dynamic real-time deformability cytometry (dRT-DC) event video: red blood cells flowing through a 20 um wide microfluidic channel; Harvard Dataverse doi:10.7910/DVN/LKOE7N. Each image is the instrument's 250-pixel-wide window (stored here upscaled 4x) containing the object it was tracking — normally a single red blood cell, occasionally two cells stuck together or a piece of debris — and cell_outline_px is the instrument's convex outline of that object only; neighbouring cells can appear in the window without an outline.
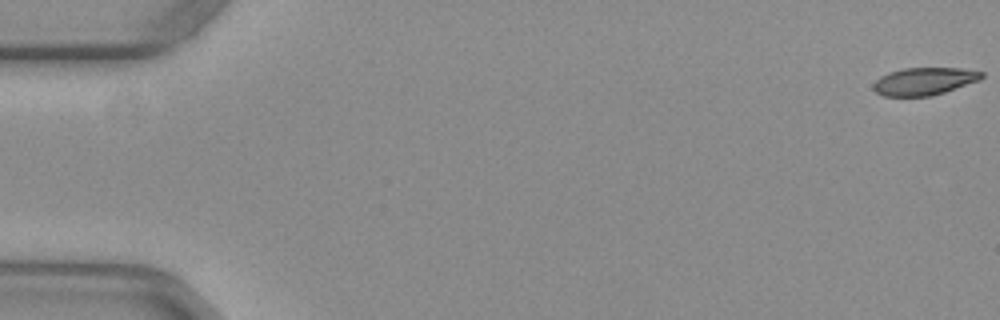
{"species": "common noctule bat (a hibernating species)", "species_latin": "Nyctalus noctula", "temperature_condition": "warm", "stored_images_in_passage": 53, "camera_frame_rate_fps": 3000, "um_per_image_px": 0.085, "animal": {"sex": "female", "body_mass_g": 29.2, "forearm_length_mm": 56.3}, "frame": {"image": 1, "passage_image": 1, "time_ms": 0.0, "image_size_px": [1000, 320], "cell_outline_px": [[984, 76], [980, 80], [932, 96], [884, 96], [876, 92], [872, 88], [872, 84], [880, 76], [888, 72], [904, 68], [960, 68], [984, 72]], "centroid_in_image_um": [78.54, 6.9], "position_along_channel_um": 6.5, "area_um2": 17.46}}
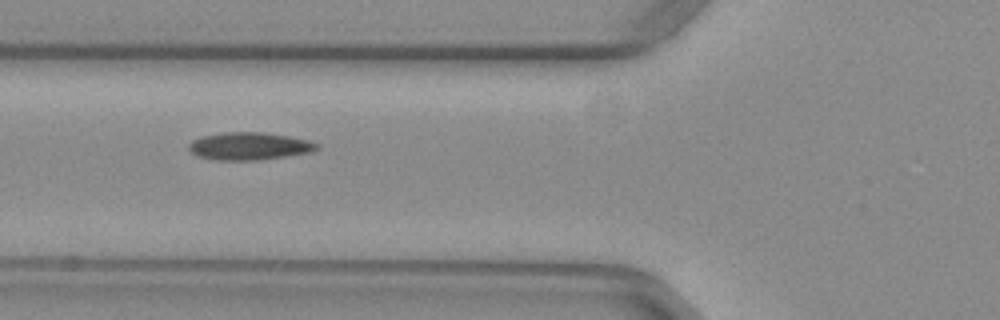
{"frame": {"image": 2, "passage_image": 21, "time_ms": 6.667, "image_size_px": [1000, 320], "cell_outline_px": [[320, 148], [312, 152], [288, 156], [260, 160], [216, 160], [196, 156], [188, 148], [188, 144], [192, 140], [200, 136], [224, 132], [264, 132], [288, 136], [308, 140], [320, 144]], "centroid_in_image_um": [21.19, 12.42], "position_along_channel_um": 104.6, "area_um2": 20.87}}
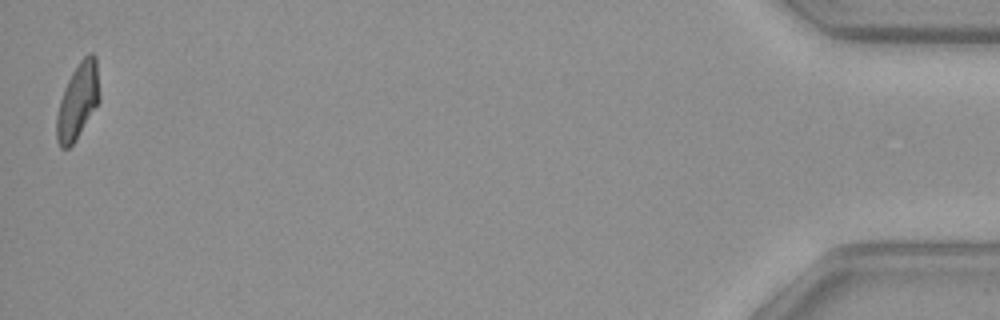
{"frame": {"image": 3, "passage_image": 53, "time_ms": 17.333, "image_size_px": [1000, 320], "cell_outline_px": [[100, 100], [76, 140], [68, 148], [60, 148], [56, 140], [56, 116], [60, 100], [64, 88], [72, 72], [80, 60], [88, 52], [92, 52], [96, 56], [100, 96]], "centroid_in_image_um": [6.61, 8.58], "position_along_channel_um": 428.6, "area_um2": 19.07}, "authors_computed_cell_mechanics": {"area_um2": 19.5942, "velocity_mm_per_s": 3.9561, "shape_relaxation_time_tau1_ms": 9.6103, "shape_relaxation_time_tau2_ms": 2.5143, "deformation_change_tau1": 0.246, "deformation_change_tau2": 0.0944}}